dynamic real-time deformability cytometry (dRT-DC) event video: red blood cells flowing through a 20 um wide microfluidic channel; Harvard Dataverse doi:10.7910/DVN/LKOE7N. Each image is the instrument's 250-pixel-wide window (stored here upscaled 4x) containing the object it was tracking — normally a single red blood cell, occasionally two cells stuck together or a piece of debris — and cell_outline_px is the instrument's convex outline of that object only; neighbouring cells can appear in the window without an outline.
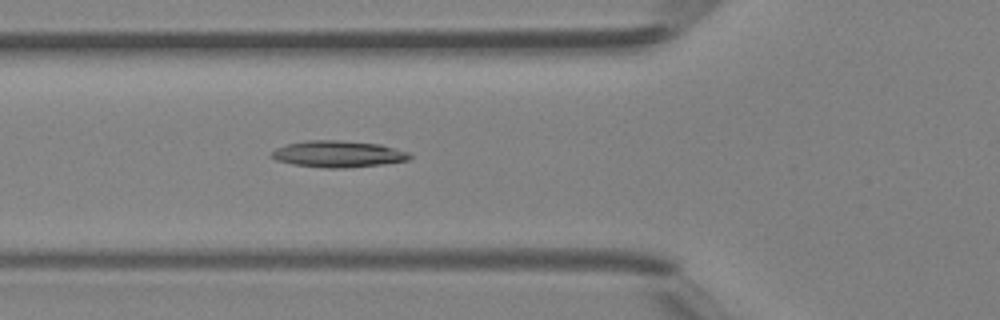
{"species": "Egyptian fruit bat (a non-hibernating species)", "species_latin": "Rousettus aegyptiacus", "temperature_condition": "room temperature", "stored_images_in_passage": 43, "camera_frame_rate_fps": 3000, "um_per_image_px": 0.085, "animal": {"sex": "female"}, "frame": {"image": 1, "passage_image": 16, "time_ms": 5.0, "image_size_px": [1000, 320], "cell_outline_px": [[412, 156], [408, 160], [380, 164], [348, 168], [324, 168], [292, 164], [276, 160], [268, 156], [276, 148], [284, 144], [304, 140], [340, 140], [380, 144], [408, 152]], "centroid_in_image_um": [28.67, 13.08], "position_along_channel_um": 97.1, "area_um2": 21.5}}
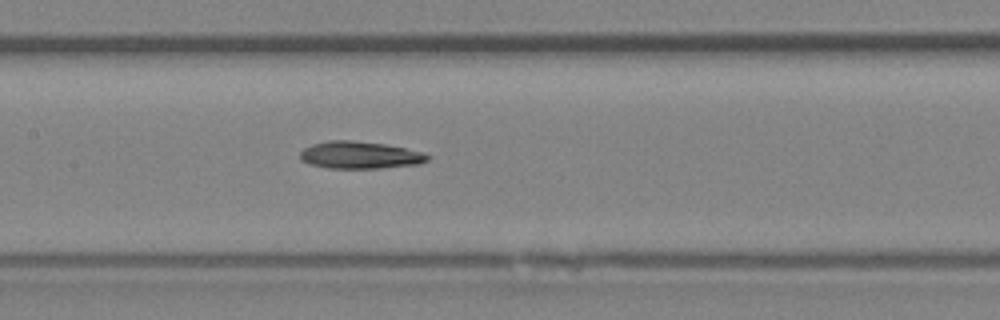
{"frame": {"image": 2, "passage_image": 21, "time_ms": 6.667, "image_size_px": [1000, 320], "cell_outline_px": [[432, 156], [428, 160], [420, 164], [380, 168], [328, 168], [308, 164], [300, 160], [300, 152], [304, 148], [312, 144], [328, 140], [352, 140], [384, 144], [424, 152]], "centroid_in_image_um": [30.59, 13.18], "position_along_channel_um": 176.8, "area_um2": 20.4}}
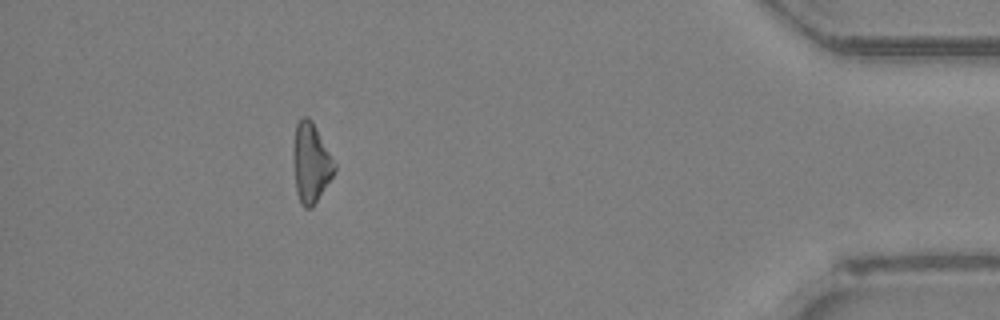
{"frame": {"image": 3, "passage_image": 39, "time_ms": 12.667, "image_size_px": [1000, 320], "cell_outline_px": [[336, 168], [332, 176], [312, 208], [304, 208], [300, 204], [296, 192], [292, 160], [292, 156], [296, 124], [304, 116], [308, 116], [312, 120], [336, 164]], "centroid_in_image_um": [26.4, 13.85], "position_along_channel_um": 408.8, "area_um2": 19.13}}